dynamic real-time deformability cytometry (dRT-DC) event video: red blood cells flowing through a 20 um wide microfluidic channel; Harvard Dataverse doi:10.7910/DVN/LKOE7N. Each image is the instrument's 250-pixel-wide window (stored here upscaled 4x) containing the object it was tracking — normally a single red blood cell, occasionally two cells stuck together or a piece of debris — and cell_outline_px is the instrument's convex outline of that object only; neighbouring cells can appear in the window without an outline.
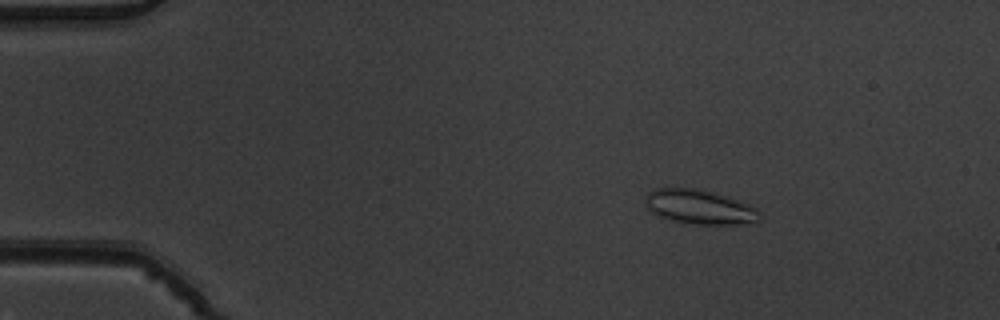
{"species": "common noctule bat (a hibernating species)", "species_latin": "Nyctalus noctula", "temperature_condition": "warm", "stored_images_in_passage": 4, "camera_frame_rate_fps": 3000, "um_per_image_px": 0.085, "animal": {"sex": "male", "body_mass_g": 19.5, "forearm_length_mm": 54.6}, "frame": {"image": 1, "passage_image": 1, "time_ms": 0.0, "image_size_px": [1000, 320], "cell_outline_px": [[760, 220], [752, 224], [692, 224], [672, 220], [660, 216], [652, 212], [644, 204], [648, 192], [656, 188], [696, 188], [712, 192], [748, 204], [756, 208], [760, 216]], "centroid_in_image_um": [59.46, 17.6], "position_along_channel_um": 25.5, "area_um2": 22.77}}
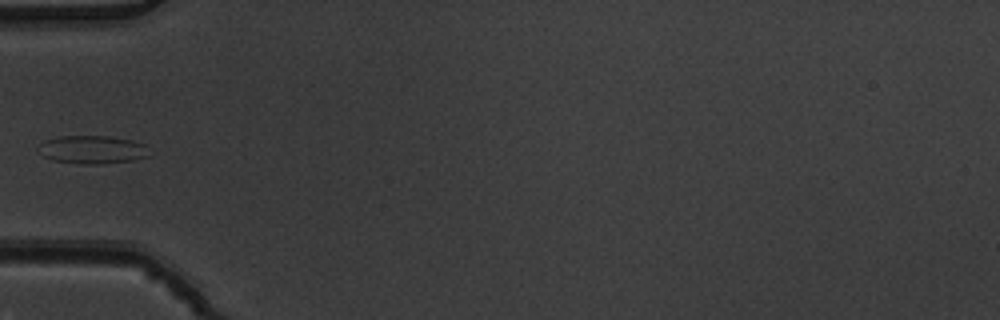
{"frame": {"image": 2, "passage_image": 4, "time_ms": 1.0, "image_size_px": [1000, 320], "cell_outline_px": [[148, 156], [132, 160], [100, 164], [80, 164], [52, 160], [44, 156], [36, 148], [44, 140], [60, 136], [108, 136], [132, 140], [144, 144]], "centroid_in_image_um": [7.79, 12.71], "position_along_channel_um": 77.2, "area_um2": 18.09}}